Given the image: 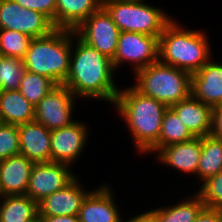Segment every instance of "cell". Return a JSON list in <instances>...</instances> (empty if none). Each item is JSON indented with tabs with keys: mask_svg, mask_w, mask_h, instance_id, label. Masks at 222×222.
Listing matches in <instances>:
<instances>
[{
	"mask_svg": "<svg viewBox=\"0 0 222 222\" xmlns=\"http://www.w3.org/2000/svg\"><path fill=\"white\" fill-rule=\"evenodd\" d=\"M194 137L211 134L212 107L196 99L192 94L171 106Z\"/></svg>",
	"mask_w": 222,
	"mask_h": 222,
	"instance_id": "19",
	"label": "cell"
},
{
	"mask_svg": "<svg viewBox=\"0 0 222 222\" xmlns=\"http://www.w3.org/2000/svg\"><path fill=\"white\" fill-rule=\"evenodd\" d=\"M38 217V203L26 194L5 196L0 202V222H32Z\"/></svg>",
	"mask_w": 222,
	"mask_h": 222,
	"instance_id": "22",
	"label": "cell"
},
{
	"mask_svg": "<svg viewBox=\"0 0 222 222\" xmlns=\"http://www.w3.org/2000/svg\"><path fill=\"white\" fill-rule=\"evenodd\" d=\"M211 135L222 139V105H218L212 108Z\"/></svg>",
	"mask_w": 222,
	"mask_h": 222,
	"instance_id": "33",
	"label": "cell"
},
{
	"mask_svg": "<svg viewBox=\"0 0 222 222\" xmlns=\"http://www.w3.org/2000/svg\"><path fill=\"white\" fill-rule=\"evenodd\" d=\"M32 222H44L43 221V219L42 218H40V217H37L34 221H32Z\"/></svg>",
	"mask_w": 222,
	"mask_h": 222,
	"instance_id": "38",
	"label": "cell"
},
{
	"mask_svg": "<svg viewBox=\"0 0 222 222\" xmlns=\"http://www.w3.org/2000/svg\"><path fill=\"white\" fill-rule=\"evenodd\" d=\"M145 0H114L103 7L111 15L120 32H136L160 36L173 20L172 16Z\"/></svg>",
	"mask_w": 222,
	"mask_h": 222,
	"instance_id": "6",
	"label": "cell"
},
{
	"mask_svg": "<svg viewBox=\"0 0 222 222\" xmlns=\"http://www.w3.org/2000/svg\"><path fill=\"white\" fill-rule=\"evenodd\" d=\"M222 209L204 207L193 222H221Z\"/></svg>",
	"mask_w": 222,
	"mask_h": 222,
	"instance_id": "32",
	"label": "cell"
},
{
	"mask_svg": "<svg viewBox=\"0 0 222 222\" xmlns=\"http://www.w3.org/2000/svg\"><path fill=\"white\" fill-rule=\"evenodd\" d=\"M159 61V36L136 32H120L116 53L112 59L114 69L131 63L133 73Z\"/></svg>",
	"mask_w": 222,
	"mask_h": 222,
	"instance_id": "7",
	"label": "cell"
},
{
	"mask_svg": "<svg viewBox=\"0 0 222 222\" xmlns=\"http://www.w3.org/2000/svg\"><path fill=\"white\" fill-rule=\"evenodd\" d=\"M88 193L76 177L64 189L55 191L38 202V217L78 216Z\"/></svg>",
	"mask_w": 222,
	"mask_h": 222,
	"instance_id": "13",
	"label": "cell"
},
{
	"mask_svg": "<svg viewBox=\"0 0 222 222\" xmlns=\"http://www.w3.org/2000/svg\"><path fill=\"white\" fill-rule=\"evenodd\" d=\"M34 164L22 154L0 161V181L5 196L26 194Z\"/></svg>",
	"mask_w": 222,
	"mask_h": 222,
	"instance_id": "18",
	"label": "cell"
},
{
	"mask_svg": "<svg viewBox=\"0 0 222 222\" xmlns=\"http://www.w3.org/2000/svg\"><path fill=\"white\" fill-rule=\"evenodd\" d=\"M74 32L101 54L111 60L114 58L120 30L103 6L92 13Z\"/></svg>",
	"mask_w": 222,
	"mask_h": 222,
	"instance_id": "9",
	"label": "cell"
},
{
	"mask_svg": "<svg viewBox=\"0 0 222 222\" xmlns=\"http://www.w3.org/2000/svg\"><path fill=\"white\" fill-rule=\"evenodd\" d=\"M109 185L102 184L90 191L82 202L79 210L80 222H121L116 199Z\"/></svg>",
	"mask_w": 222,
	"mask_h": 222,
	"instance_id": "14",
	"label": "cell"
},
{
	"mask_svg": "<svg viewBox=\"0 0 222 222\" xmlns=\"http://www.w3.org/2000/svg\"><path fill=\"white\" fill-rule=\"evenodd\" d=\"M102 6L100 0H56L55 27L74 31Z\"/></svg>",
	"mask_w": 222,
	"mask_h": 222,
	"instance_id": "20",
	"label": "cell"
},
{
	"mask_svg": "<svg viewBox=\"0 0 222 222\" xmlns=\"http://www.w3.org/2000/svg\"><path fill=\"white\" fill-rule=\"evenodd\" d=\"M114 71L117 70L110 58L86 44L72 31L70 72L63 85L76 98L99 99L114 104L120 90L113 79Z\"/></svg>",
	"mask_w": 222,
	"mask_h": 222,
	"instance_id": "1",
	"label": "cell"
},
{
	"mask_svg": "<svg viewBox=\"0 0 222 222\" xmlns=\"http://www.w3.org/2000/svg\"><path fill=\"white\" fill-rule=\"evenodd\" d=\"M24 71L22 59L3 56V61L0 64V83L3 90H19Z\"/></svg>",
	"mask_w": 222,
	"mask_h": 222,
	"instance_id": "28",
	"label": "cell"
},
{
	"mask_svg": "<svg viewBox=\"0 0 222 222\" xmlns=\"http://www.w3.org/2000/svg\"><path fill=\"white\" fill-rule=\"evenodd\" d=\"M194 136L178 117L176 112L168 107L163 115L161 131L158 141L146 152L157 153L162 147L182 143L192 139Z\"/></svg>",
	"mask_w": 222,
	"mask_h": 222,
	"instance_id": "23",
	"label": "cell"
},
{
	"mask_svg": "<svg viewBox=\"0 0 222 222\" xmlns=\"http://www.w3.org/2000/svg\"><path fill=\"white\" fill-rule=\"evenodd\" d=\"M0 29L24 33L31 38L50 35L56 27L44 14L24 8L14 0H0Z\"/></svg>",
	"mask_w": 222,
	"mask_h": 222,
	"instance_id": "8",
	"label": "cell"
},
{
	"mask_svg": "<svg viewBox=\"0 0 222 222\" xmlns=\"http://www.w3.org/2000/svg\"><path fill=\"white\" fill-rule=\"evenodd\" d=\"M114 105L130 129L136 152L147 155L159 139L162 118L168 107L141 94L133 86L120 89Z\"/></svg>",
	"mask_w": 222,
	"mask_h": 222,
	"instance_id": "2",
	"label": "cell"
},
{
	"mask_svg": "<svg viewBox=\"0 0 222 222\" xmlns=\"http://www.w3.org/2000/svg\"><path fill=\"white\" fill-rule=\"evenodd\" d=\"M134 76L137 91L167 107L191 95L192 75L160 61L137 70Z\"/></svg>",
	"mask_w": 222,
	"mask_h": 222,
	"instance_id": "5",
	"label": "cell"
},
{
	"mask_svg": "<svg viewBox=\"0 0 222 222\" xmlns=\"http://www.w3.org/2000/svg\"><path fill=\"white\" fill-rule=\"evenodd\" d=\"M76 97L65 85H56L35 106L34 121L44 125L48 130H57L69 126Z\"/></svg>",
	"mask_w": 222,
	"mask_h": 222,
	"instance_id": "10",
	"label": "cell"
},
{
	"mask_svg": "<svg viewBox=\"0 0 222 222\" xmlns=\"http://www.w3.org/2000/svg\"><path fill=\"white\" fill-rule=\"evenodd\" d=\"M0 117L4 124L21 125L34 121L35 107L19 90H2L0 92Z\"/></svg>",
	"mask_w": 222,
	"mask_h": 222,
	"instance_id": "21",
	"label": "cell"
},
{
	"mask_svg": "<svg viewBox=\"0 0 222 222\" xmlns=\"http://www.w3.org/2000/svg\"><path fill=\"white\" fill-rule=\"evenodd\" d=\"M222 171V139L209 134L201 137V154L197 177L204 182Z\"/></svg>",
	"mask_w": 222,
	"mask_h": 222,
	"instance_id": "24",
	"label": "cell"
},
{
	"mask_svg": "<svg viewBox=\"0 0 222 222\" xmlns=\"http://www.w3.org/2000/svg\"><path fill=\"white\" fill-rule=\"evenodd\" d=\"M72 30L55 29L50 35L33 38L23 58L27 71L62 85L70 72Z\"/></svg>",
	"mask_w": 222,
	"mask_h": 222,
	"instance_id": "4",
	"label": "cell"
},
{
	"mask_svg": "<svg viewBox=\"0 0 222 222\" xmlns=\"http://www.w3.org/2000/svg\"><path fill=\"white\" fill-rule=\"evenodd\" d=\"M18 130L19 154L34 163L51 162V130L36 121L18 125Z\"/></svg>",
	"mask_w": 222,
	"mask_h": 222,
	"instance_id": "15",
	"label": "cell"
},
{
	"mask_svg": "<svg viewBox=\"0 0 222 222\" xmlns=\"http://www.w3.org/2000/svg\"><path fill=\"white\" fill-rule=\"evenodd\" d=\"M157 160L165 166L172 167L180 172L192 173L197 177L201 154V137L162 147L157 153Z\"/></svg>",
	"mask_w": 222,
	"mask_h": 222,
	"instance_id": "17",
	"label": "cell"
},
{
	"mask_svg": "<svg viewBox=\"0 0 222 222\" xmlns=\"http://www.w3.org/2000/svg\"><path fill=\"white\" fill-rule=\"evenodd\" d=\"M196 193L202 199L205 207L222 209V171L202 182Z\"/></svg>",
	"mask_w": 222,
	"mask_h": 222,
	"instance_id": "29",
	"label": "cell"
},
{
	"mask_svg": "<svg viewBox=\"0 0 222 222\" xmlns=\"http://www.w3.org/2000/svg\"><path fill=\"white\" fill-rule=\"evenodd\" d=\"M3 61V55L0 53V64ZM3 90L2 84L0 83V92Z\"/></svg>",
	"mask_w": 222,
	"mask_h": 222,
	"instance_id": "37",
	"label": "cell"
},
{
	"mask_svg": "<svg viewBox=\"0 0 222 222\" xmlns=\"http://www.w3.org/2000/svg\"><path fill=\"white\" fill-rule=\"evenodd\" d=\"M55 86L51 79L25 70L19 91L35 107Z\"/></svg>",
	"mask_w": 222,
	"mask_h": 222,
	"instance_id": "26",
	"label": "cell"
},
{
	"mask_svg": "<svg viewBox=\"0 0 222 222\" xmlns=\"http://www.w3.org/2000/svg\"><path fill=\"white\" fill-rule=\"evenodd\" d=\"M100 1H101L102 5H103L106 2H110V1H114V0H100Z\"/></svg>",
	"mask_w": 222,
	"mask_h": 222,
	"instance_id": "39",
	"label": "cell"
},
{
	"mask_svg": "<svg viewBox=\"0 0 222 222\" xmlns=\"http://www.w3.org/2000/svg\"><path fill=\"white\" fill-rule=\"evenodd\" d=\"M4 197H5V195L3 194V189H2L1 181H0V200H2Z\"/></svg>",
	"mask_w": 222,
	"mask_h": 222,
	"instance_id": "36",
	"label": "cell"
},
{
	"mask_svg": "<svg viewBox=\"0 0 222 222\" xmlns=\"http://www.w3.org/2000/svg\"><path fill=\"white\" fill-rule=\"evenodd\" d=\"M19 130L18 125H0V161L19 154Z\"/></svg>",
	"mask_w": 222,
	"mask_h": 222,
	"instance_id": "30",
	"label": "cell"
},
{
	"mask_svg": "<svg viewBox=\"0 0 222 222\" xmlns=\"http://www.w3.org/2000/svg\"><path fill=\"white\" fill-rule=\"evenodd\" d=\"M44 222H80L78 216L40 217Z\"/></svg>",
	"mask_w": 222,
	"mask_h": 222,
	"instance_id": "35",
	"label": "cell"
},
{
	"mask_svg": "<svg viewBox=\"0 0 222 222\" xmlns=\"http://www.w3.org/2000/svg\"><path fill=\"white\" fill-rule=\"evenodd\" d=\"M88 130L84 122L76 120L69 126L51 131V161L72 166L86 147Z\"/></svg>",
	"mask_w": 222,
	"mask_h": 222,
	"instance_id": "12",
	"label": "cell"
},
{
	"mask_svg": "<svg viewBox=\"0 0 222 222\" xmlns=\"http://www.w3.org/2000/svg\"><path fill=\"white\" fill-rule=\"evenodd\" d=\"M183 202L153 209L157 222H193L205 207L200 196H188Z\"/></svg>",
	"mask_w": 222,
	"mask_h": 222,
	"instance_id": "25",
	"label": "cell"
},
{
	"mask_svg": "<svg viewBox=\"0 0 222 222\" xmlns=\"http://www.w3.org/2000/svg\"><path fill=\"white\" fill-rule=\"evenodd\" d=\"M32 39L15 30L0 29V53L4 57H17L23 60Z\"/></svg>",
	"mask_w": 222,
	"mask_h": 222,
	"instance_id": "27",
	"label": "cell"
},
{
	"mask_svg": "<svg viewBox=\"0 0 222 222\" xmlns=\"http://www.w3.org/2000/svg\"><path fill=\"white\" fill-rule=\"evenodd\" d=\"M175 21L159 36V61L192 75L212 58L211 44L204 30H189Z\"/></svg>",
	"mask_w": 222,
	"mask_h": 222,
	"instance_id": "3",
	"label": "cell"
},
{
	"mask_svg": "<svg viewBox=\"0 0 222 222\" xmlns=\"http://www.w3.org/2000/svg\"><path fill=\"white\" fill-rule=\"evenodd\" d=\"M70 170L71 166L65 163L53 161L35 163L30 174L26 195L38 203L55 191L64 189L77 177Z\"/></svg>",
	"mask_w": 222,
	"mask_h": 222,
	"instance_id": "11",
	"label": "cell"
},
{
	"mask_svg": "<svg viewBox=\"0 0 222 222\" xmlns=\"http://www.w3.org/2000/svg\"><path fill=\"white\" fill-rule=\"evenodd\" d=\"M19 5L46 15L55 26L56 0H14Z\"/></svg>",
	"mask_w": 222,
	"mask_h": 222,
	"instance_id": "31",
	"label": "cell"
},
{
	"mask_svg": "<svg viewBox=\"0 0 222 222\" xmlns=\"http://www.w3.org/2000/svg\"><path fill=\"white\" fill-rule=\"evenodd\" d=\"M191 94L212 108L222 105V63L210 59L192 74Z\"/></svg>",
	"mask_w": 222,
	"mask_h": 222,
	"instance_id": "16",
	"label": "cell"
},
{
	"mask_svg": "<svg viewBox=\"0 0 222 222\" xmlns=\"http://www.w3.org/2000/svg\"><path fill=\"white\" fill-rule=\"evenodd\" d=\"M121 222H157L154 211L151 209L147 212L141 213L135 217H131L129 220L124 221L122 218Z\"/></svg>",
	"mask_w": 222,
	"mask_h": 222,
	"instance_id": "34",
	"label": "cell"
}]
</instances>
